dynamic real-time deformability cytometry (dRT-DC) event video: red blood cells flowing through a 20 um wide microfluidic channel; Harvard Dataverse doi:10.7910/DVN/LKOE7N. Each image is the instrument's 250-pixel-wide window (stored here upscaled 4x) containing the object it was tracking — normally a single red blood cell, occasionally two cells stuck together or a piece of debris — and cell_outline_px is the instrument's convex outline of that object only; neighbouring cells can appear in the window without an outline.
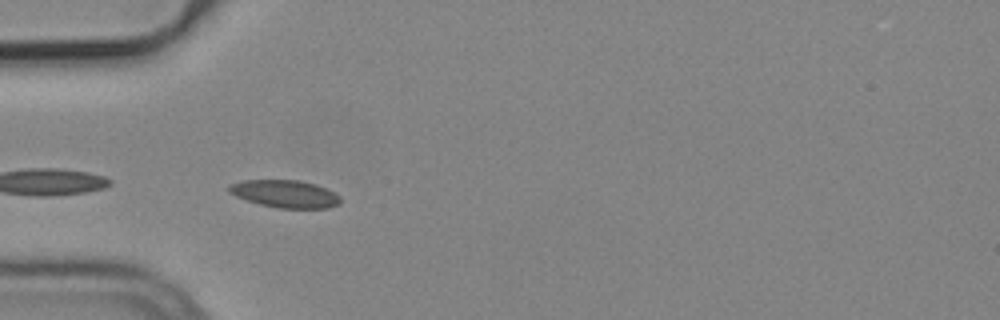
{"species": "common noctule bat (a hibernating species)", "species_latin": "Nyctalus noctula", "temperature_condition": "cold", "stored_images_in_passage": 7, "camera_frame_rate_fps": 3000, "um_per_image_px": 0.085, "animal": {"sex": "male", "body_mass_g": 19.2, "forearm_length_mm": 51.8}, "frame": {"image": 1, "passage_image": 4, "time_ms": 1.0, "image_size_px": [1000, 320], "cell_outline_px": [[340, 204], [328, 208], [280, 208], [260, 204], [236, 196], [228, 192], [228, 184], [244, 180], [300, 180], [316, 184], [340, 196]], "centroid_in_image_um": [24.22, 16.47], "position_along_channel_um": 60.8, "area_um2": 17.8}}
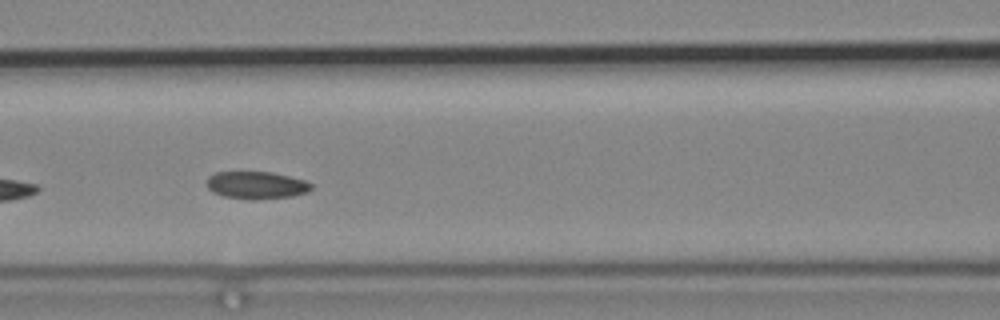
{"frame": {"image": 2, "passage_image": 6, "time_ms": 1.667, "image_size_px": [1000, 320], "cell_outline_px": [[312, 188], [308, 192], [292, 196], [256, 200], [252, 200], [224, 196], [212, 192], [208, 188], [208, 176], [216, 172], [272, 172], [304, 180], [312, 184]], "centroid_in_image_um": [21.8, 15.74], "position_along_channel_um": 144.8, "area_um2": 16.7}}
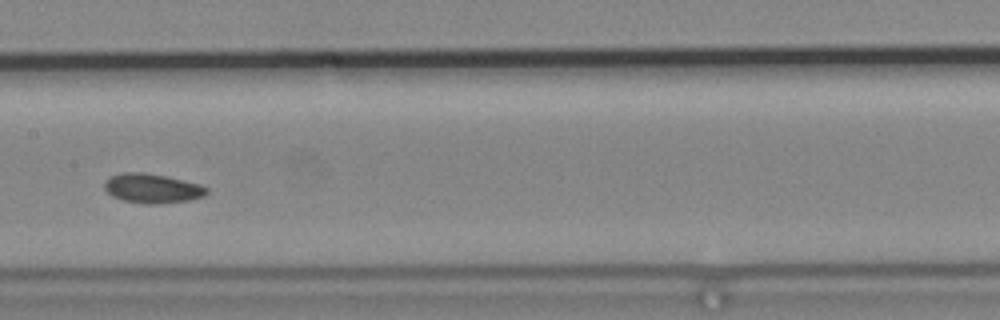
{"frame": {"image": 3, "passage_image": 7, "time_ms": 2.0, "image_size_px": [1000, 320], "cell_outline_px": [[208, 192], [204, 196], [188, 200], [156, 204], [148, 204], [124, 200], [112, 196], [104, 188], [104, 180], [108, 176], [124, 172], [144, 172], [168, 176], [200, 184], [208, 188]], "centroid_in_image_um": [12.93, 15.99], "position_along_channel_um": 194.5, "area_um2": 17.63}}